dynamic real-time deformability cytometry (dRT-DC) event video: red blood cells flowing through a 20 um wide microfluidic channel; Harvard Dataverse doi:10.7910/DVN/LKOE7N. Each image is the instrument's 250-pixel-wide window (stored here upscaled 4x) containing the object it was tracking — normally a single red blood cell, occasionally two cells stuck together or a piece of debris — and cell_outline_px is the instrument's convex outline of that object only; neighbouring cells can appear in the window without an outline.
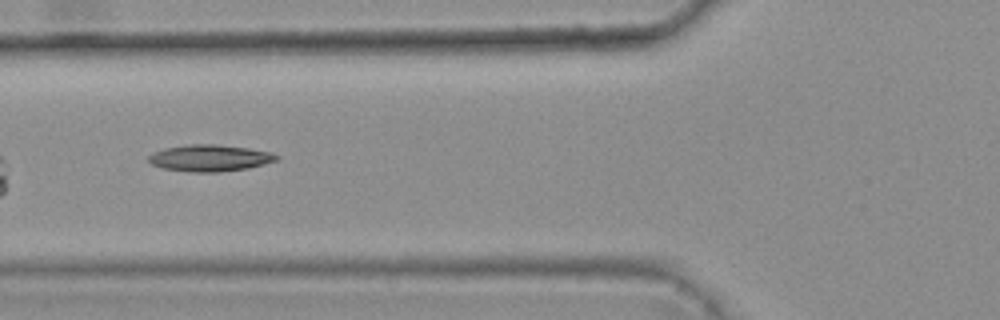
{"species": "common noctule bat (a hibernating species)", "species_latin": "Nyctalus noctula", "temperature_condition": "warm", "stored_images_in_passage": 7, "camera_frame_rate_fps": 3000, "um_per_image_px": 0.085, "animal": {"sex": "female", "body_mass_g": 25.1}, "frame": {"image": 1, "passage_image": 6, "time_ms": 1.667, "image_size_px": [1000, 320], "cell_outline_px": [[280, 156], [276, 160], [264, 164], [248, 168], [220, 172], [192, 172], [164, 168], [152, 164], [148, 160], [148, 156], [152, 152], [164, 148], [188, 144], [216, 144], [248, 148], [272, 152]], "centroid_in_image_um": [17.83, 13.42], "position_along_channel_um": 108.0, "area_um2": 19.88}}